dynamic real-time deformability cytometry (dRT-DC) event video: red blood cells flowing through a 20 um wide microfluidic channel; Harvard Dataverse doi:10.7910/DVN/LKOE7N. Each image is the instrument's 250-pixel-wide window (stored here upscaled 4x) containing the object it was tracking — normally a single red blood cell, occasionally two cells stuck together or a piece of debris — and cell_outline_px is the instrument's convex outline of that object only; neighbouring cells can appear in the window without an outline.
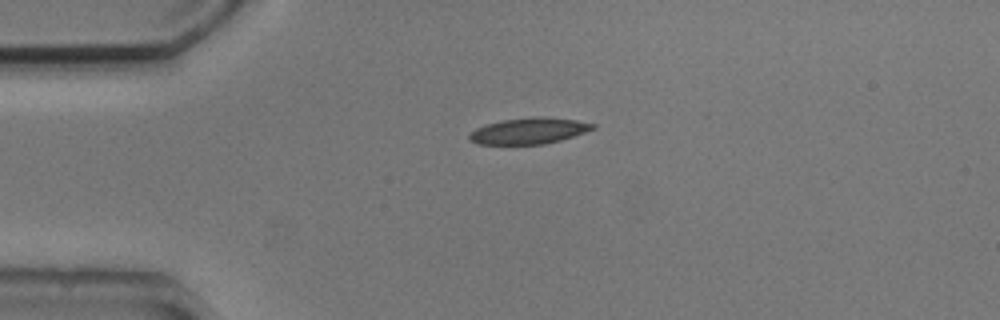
{"species": "common noctule bat (a hibernating species)", "species_latin": "Nyctalus noctula", "temperature_condition": "cold", "stored_images_in_passage": 37, "camera_frame_rate_fps": 3000, "um_per_image_px": 0.085, "animal": {"sex": "male", "body_mass_g": 20.5, "forearm_length_mm": 52.5}, "frame": {"image": 1, "passage_image": 1, "time_ms": 0.0, "image_size_px": [1000, 320], "cell_outline_px": [[596, 128], [560, 140], [544, 144], [476, 144], [468, 140], [468, 136], [476, 128], [488, 124], [504, 120], [536, 116], [576, 120], [596, 124]], "centroid_in_image_um": [44.95, 11.13], "position_along_channel_um": 40.1, "area_um2": 18.55}}
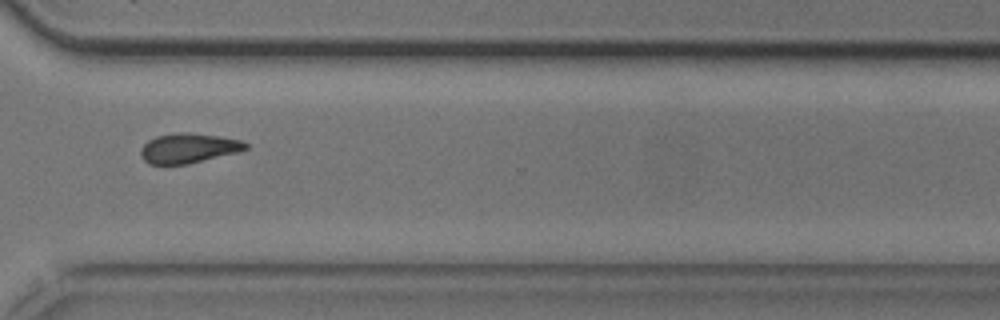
{"frame": {"image": 2, "passage_image": 28, "time_ms": 9.0, "image_size_px": [1000, 320], "cell_outline_px": [[248, 148], [236, 152], [188, 164], [148, 164], [140, 156], [140, 148], [148, 140], [156, 136], [176, 132], [184, 132], [220, 136], [240, 140], [248, 144]], "centroid_in_image_um": [15.97, 12.59], "position_along_channel_um": 354.6, "area_um2": 18.15}}
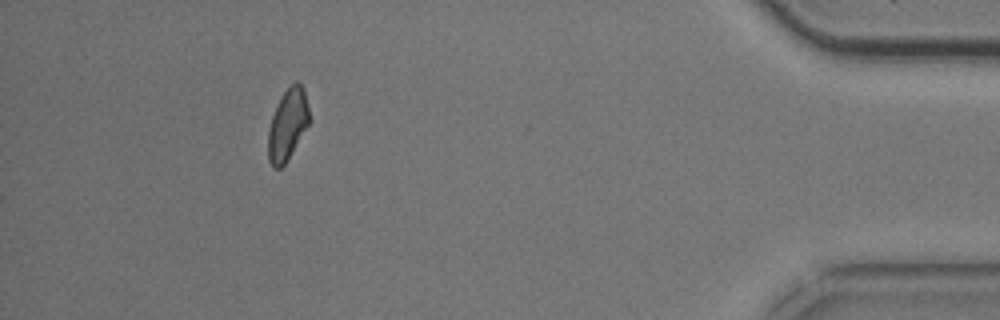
{"frame": {"image": 3, "passage_image": 37, "time_ms": 12.0, "image_size_px": [1000, 320], "cell_outline_px": [[312, 120], [284, 164], [280, 168], [272, 168], [268, 160], [268, 132], [272, 116], [280, 96], [296, 80], [304, 88]], "centroid_in_image_um": [24.47, 10.57], "position_along_channel_um": 410.7, "area_um2": 17.22}, "authors_computed_cell_mechanics": {"area_um2": 18.5538, "velocity_mm_per_s": 3.783, "shape_relaxation_time_tau1_ms": null, "shape_relaxation_time_tau2_ms": 1.9814, "deformation_change_tau1": null, "deformation_change_tau2": 0.0709}}